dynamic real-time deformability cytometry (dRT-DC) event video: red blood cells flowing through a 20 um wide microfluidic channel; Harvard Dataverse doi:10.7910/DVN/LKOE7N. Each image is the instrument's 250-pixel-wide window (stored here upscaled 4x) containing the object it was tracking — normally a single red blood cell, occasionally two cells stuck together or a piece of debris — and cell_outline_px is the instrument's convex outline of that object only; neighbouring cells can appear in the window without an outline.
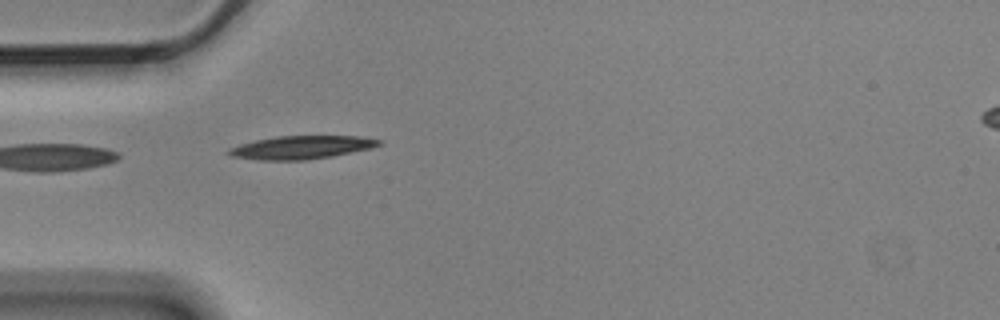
{"species": "Egyptian fruit bat (a non-hibernating species)", "species_latin": "Rousettus aegyptiacus", "temperature_condition": "cold", "stored_images_in_passage": 5, "segment_of_instrument_passage": [2, 2], "camera_frame_rate_fps": 3000, "um_per_image_px": 0.085, "animal": {"sex": "male"}, "frame": {"image": 1, "passage_image": 5, "time_ms": 1.333, "image_size_px": [1000, 320], "cell_outline_px": [[384, 140], [380, 144], [372, 148], [332, 156], [304, 160], [256, 160], [232, 156], [224, 152], [228, 148], [240, 144], [256, 140], [276, 136], [360, 136]], "centroid_in_image_um": [25.6, 12.52], "position_along_channel_um": 59.4, "area_um2": 20.4}}